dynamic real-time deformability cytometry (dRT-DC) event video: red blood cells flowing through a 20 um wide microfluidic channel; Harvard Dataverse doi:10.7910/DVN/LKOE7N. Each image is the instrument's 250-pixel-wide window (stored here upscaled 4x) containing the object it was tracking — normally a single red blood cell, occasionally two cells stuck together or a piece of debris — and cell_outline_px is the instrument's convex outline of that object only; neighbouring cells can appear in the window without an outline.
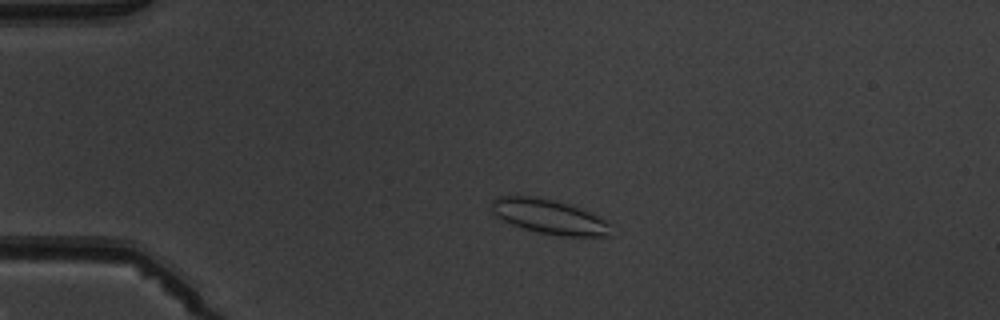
{"species": "common noctule bat (a hibernating species)", "species_latin": "Nyctalus noctula", "temperature_condition": "warm", "stored_images_in_passage": 4, "camera_frame_rate_fps": 3000, "um_per_image_px": 0.085, "animal": {"sex": "male", "body_mass_g": 19.5, "forearm_length_mm": 54.6}, "frame": {"image": 1, "passage_image": 3, "time_ms": 2.333, "image_size_px": [1000, 320], "cell_outline_px": [[616, 236], [560, 236], [540, 232], [524, 228], [512, 224], [496, 216], [492, 212], [492, 200], [496, 196], [540, 196], [572, 204], [612, 224]], "centroid_in_image_um": [46.75, 18.41], "position_along_channel_um": 38.3, "area_um2": 24.33}}